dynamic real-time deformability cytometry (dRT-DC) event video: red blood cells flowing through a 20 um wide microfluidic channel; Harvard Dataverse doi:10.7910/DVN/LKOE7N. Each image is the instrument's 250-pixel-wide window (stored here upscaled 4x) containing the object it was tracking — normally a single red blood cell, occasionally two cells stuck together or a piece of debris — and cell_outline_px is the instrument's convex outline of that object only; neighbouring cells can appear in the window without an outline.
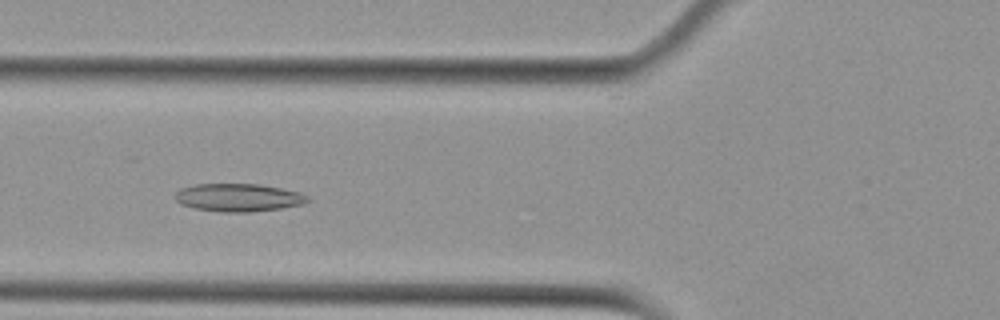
{"species": "Egyptian fruit bat (a non-hibernating species)", "species_latin": "Rousettus aegyptiacus", "temperature_condition": "cold", "stored_images_in_passage": 52, "camera_frame_rate_fps": 3000, "um_per_image_px": 0.085, "animal": {"sex": "female"}, "frame": {"image": 1, "passage_image": 18, "time_ms": 5.667, "image_size_px": [1000, 320], "cell_outline_px": [[308, 200], [304, 204], [280, 208], [248, 212], [220, 212], [196, 208], [180, 204], [176, 200], [176, 192], [180, 188], [196, 184], [260, 184], [300, 192], [308, 196]], "centroid_in_image_um": [20.26, 16.79], "position_along_channel_um": 105.5, "area_um2": 21.44}}
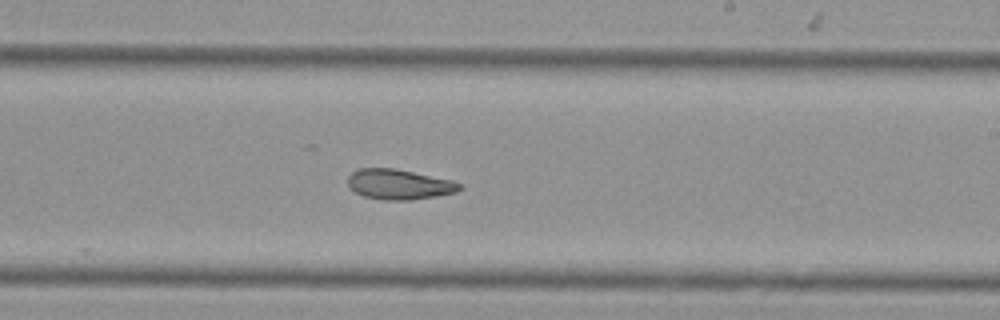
{"frame": {"image": 2, "passage_image": 30, "time_ms": 9.667, "image_size_px": [1000, 320], "cell_outline_px": [[464, 188], [456, 192], [436, 196], [412, 200], [380, 200], [364, 196], [356, 192], [348, 184], [348, 176], [352, 172], [360, 168], [396, 168], [452, 180], [460, 184]], "centroid_in_image_um": [33.94, 15.67], "position_along_channel_um": 255.1, "area_um2": 19.71}}
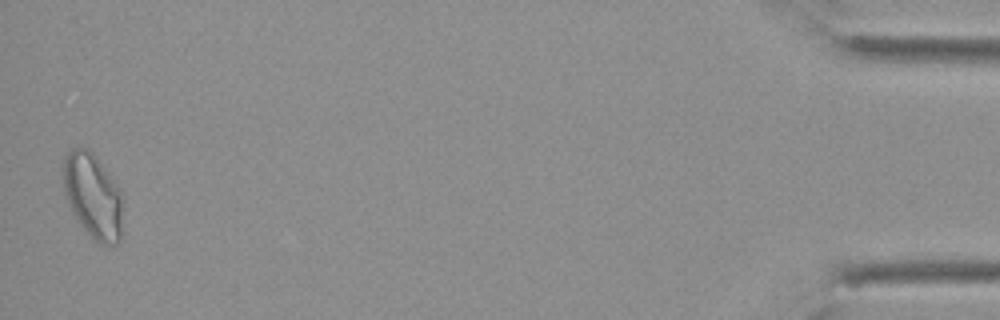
{"frame": {"image": 3, "passage_image": 51, "time_ms": 16.667, "image_size_px": [1000, 320], "cell_outline_px": [[124, 192], [120, 240], [116, 244], [108, 248], [100, 244], [84, 228], [72, 212], [68, 204], [64, 192], [64, 156], [72, 148], [88, 148], [96, 156]], "centroid_in_image_um": [7.95, 16.66], "position_along_channel_um": 427.3, "area_um2": 29.88}, "authors_computed_cell_mechanics": {"area_um2": 22.3108, "velocity_mm_per_s": 3.7498, "shape_relaxation_time_tau1_ms": null, "shape_relaxation_time_tau2_ms": 4.3694, "deformation_change_tau1": null, "deformation_change_tau2": 0.0802}}